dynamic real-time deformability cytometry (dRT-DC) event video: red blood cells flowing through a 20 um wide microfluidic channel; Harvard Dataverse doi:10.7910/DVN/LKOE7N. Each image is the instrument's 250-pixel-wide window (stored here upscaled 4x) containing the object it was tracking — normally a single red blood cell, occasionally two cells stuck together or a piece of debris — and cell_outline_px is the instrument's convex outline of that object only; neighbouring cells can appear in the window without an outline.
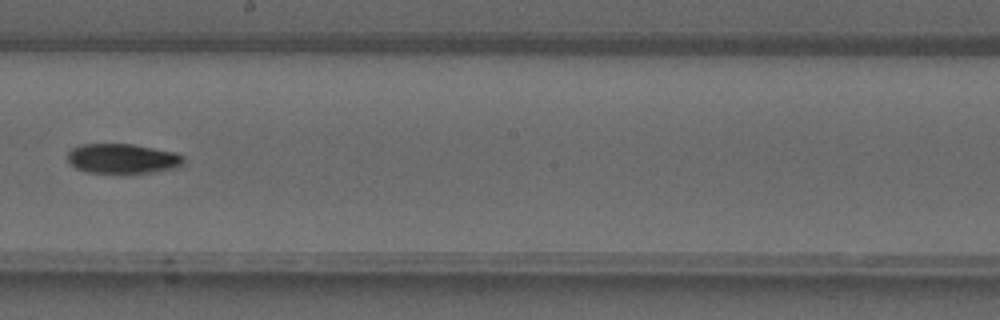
{"species": "common noctule bat (a hibernating species)", "species_latin": "Nyctalus noctula", "temperature_condition": "warm", "stored_images_in_passage": 40, "camera_frame_rate_fps": 3000, "um_per_image_px": 0.085, "animal": {"sex": "male", "forearm_length_mm": 52.5}, "frame": {"image": 1, "passage_image": 23, "time_ms": 7.333, "image_size_px": [1000, 320], "cell_outline_px": [[184, 164], [176, 168], [156, 172], [88, 172], [76, 168], [68, 160], [68, 152], [72, 148], [80, 144], [132, 144], [176, 152], [184, 156]], "centroid_in_image_um": [10.46, 13.47], "position_along_channel_um": 237.7, "area_um2": 20.06}}
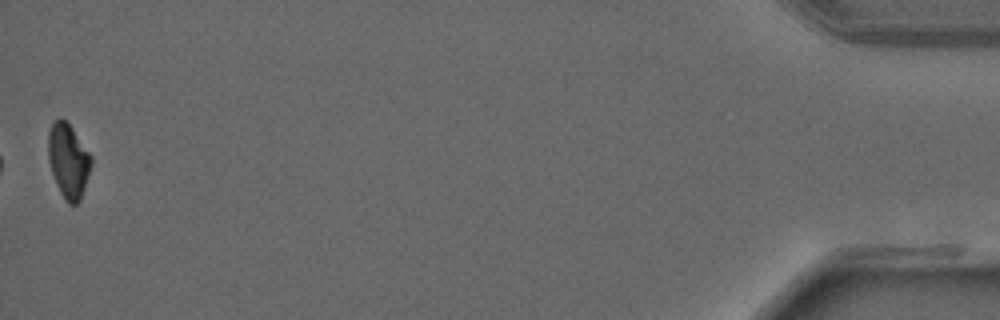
{"frame": {"image": 2, "passage_image": 40, "time_ms": 13.0, "image_size_px": [1000, 320], "cell_outline_px": [[92, 164], [80, 200], [76, 204], [68, 204], [64, 200], [56, 184], [48, 160], [48, 132], [52, 120], [60, 116], [72, 128], [92, 156]], "centroid_in_image_um": [5.79, 13.64], "position_along_channel_um": 429.4, "area_um2": 18.73}}